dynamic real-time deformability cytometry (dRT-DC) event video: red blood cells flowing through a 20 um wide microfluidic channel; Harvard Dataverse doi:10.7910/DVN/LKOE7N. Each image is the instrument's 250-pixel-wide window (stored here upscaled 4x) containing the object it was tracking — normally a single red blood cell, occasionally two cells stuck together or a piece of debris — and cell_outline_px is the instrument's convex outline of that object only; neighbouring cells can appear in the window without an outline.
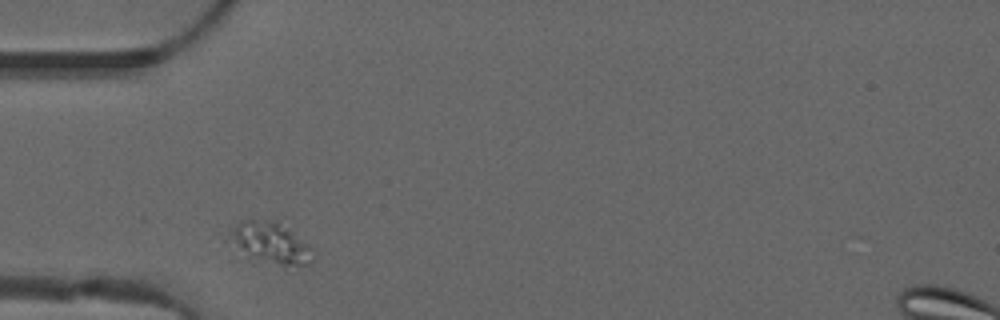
{"species": "common noctule bat (a hibernating species)", "species_latin": "Nyctalus noctula", "temperature_condition": "warm", "stored_images_in_passage": 2, "camera_frame_rate_fps": 3000, "um_per_image_px": 0.085, "animal": {"sex": "male", "forearm_length_mm": 52.5}, "frame": {"image": 1, "passage_image": 1, "time_ms": 0.0, "image_size_px": [1000, 320], "cell_outline_px": [[312, 264], [288, 272], [284, 272], [252, 256], [224, 240], [232, 228], [240, 220], [280, 220], [308, 244], [312, 248]], "centroid_in_image_um": [23.07, 20.73], "position_along_channel_um": 61.9, "area_um2": 21.44}}